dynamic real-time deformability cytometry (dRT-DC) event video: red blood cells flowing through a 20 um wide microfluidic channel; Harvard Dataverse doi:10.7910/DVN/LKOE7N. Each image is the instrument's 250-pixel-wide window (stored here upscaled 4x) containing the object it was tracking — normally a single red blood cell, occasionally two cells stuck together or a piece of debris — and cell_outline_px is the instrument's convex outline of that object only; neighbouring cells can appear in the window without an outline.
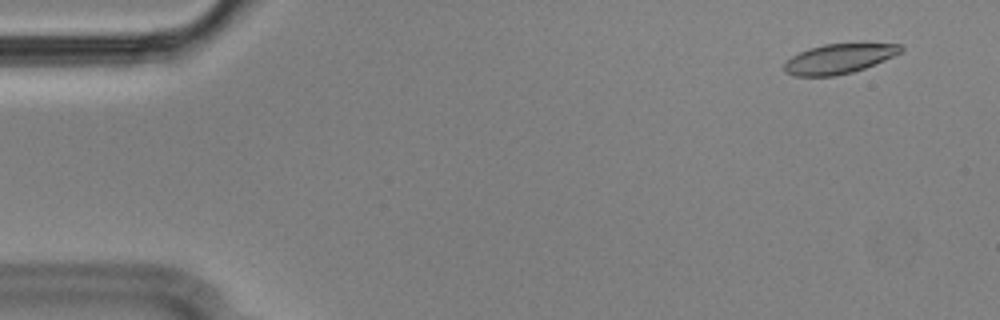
{"species": "Egyptian fruit bat (a non-hibernating species)", "species_latin": "Rousettus aegyptiacus", "temperature_condition": "cold", "stored_images_in_passage": 56, "camera_frame_rate_fps": 3000, "um_per_image_px": 0.085, "animal": {"sex": "male"}, "frame": {"image": 1, "passage_image": 4, "time_ms": 1.0, "image_size_px": [1000, 320], "cell_outline_px": [[904, 48], [900, 52], [884, 60], [864, 68], [852, 72], [836, 76], [796, 76], [784, 72], [784, 64], [792, 56], [808, 48], [824, 44], [900, 44]], "centroid_in_image_um": [71.27, 5.0], "position_along_channel_um": 13.7, "area_um2": 19.88}}
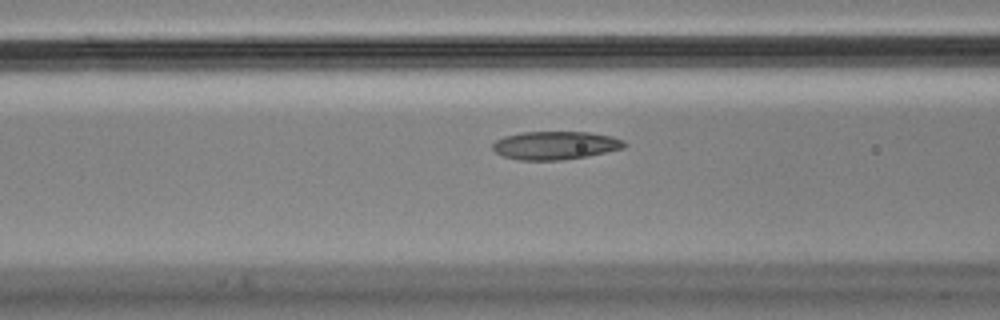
{"frame": {"image": 2, "passage_image": 22, "time_ms": 7.0, "image_size_px": [1000, 320], "cell_outline_px": [[628, 144], [624, 148], [588, 156], [564, 160], [520, 160], [504, 156], [496, 152], [492, 148], [492, 144], [496, 140], [504, 136], [520, 132], [588, 132], [612, 136], [624, 140]], "centroid_in_image_um": [47.22, 12.35], "position_along_channel_um": 119.4, "area_um2": 21.79}}
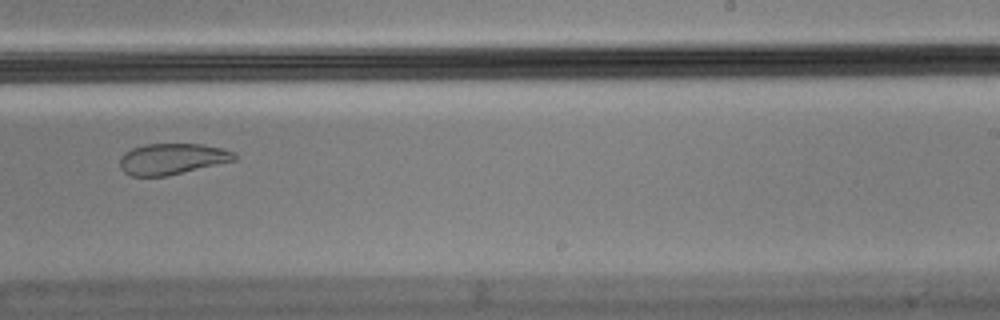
{"frame": {"image": 3, "passage_image": 35, "time_ms": 11.333, "image_size_px": [1000, 320], "cell_outline_px": [[236, 160], [168, 176], [132, 176], [124, 172], [120, 168], [120, 156], [124, 152], [132, 148], [144, 144], [204, 144], [236, 152]], "centroid_in_image_um": [14.62, 13.5], "position_along_channel_um": 274.4, "area_um2": 20.87}, "authors_computed_cell_mechanics": {"area_um2": 21.8195, "velocity_mm_per_s": 3.5771, "shape_relaxation_time_tau1_ms": null, "shape_relaxation_time_tau2_ms": 2.0552, "deformation_change_tau1": null, "deformation_change_tau2": 0.0647}}